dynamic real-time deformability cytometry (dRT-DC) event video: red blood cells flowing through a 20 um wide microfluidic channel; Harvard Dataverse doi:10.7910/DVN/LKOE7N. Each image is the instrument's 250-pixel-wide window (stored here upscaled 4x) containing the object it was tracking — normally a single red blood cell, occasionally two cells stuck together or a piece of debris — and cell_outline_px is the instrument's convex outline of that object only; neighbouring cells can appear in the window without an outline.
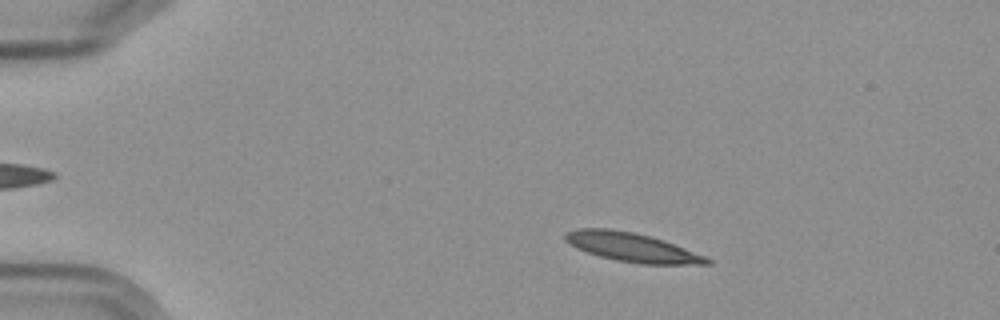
{"species": "Egyptian fruit bat (a non-hibernating species)", "species_latin": "Rousettus aegyptiacus", "temperature_condition": "cold", "stored_images_in_passage": 5, "camera_frame_rate_fps": 3000, "um_per_image_px": 0.085, "frame": {"image": 1, "passage_image": 3, "time_ms": 2.333, "image_size_px": [1000, 320], "cell_outline_px": [[712, 264], [640, 264], [616, 260], [600, 256], [576, 248], [564, 240], [564, 232], [576, 228], [608, 228], [632, 232], [664, 240], [704, 256], [712, 260]], "centroid_in_image_um": [53.67, 21.01], "position_along_channel_um": 31.3, "area_um2": 23.76}}